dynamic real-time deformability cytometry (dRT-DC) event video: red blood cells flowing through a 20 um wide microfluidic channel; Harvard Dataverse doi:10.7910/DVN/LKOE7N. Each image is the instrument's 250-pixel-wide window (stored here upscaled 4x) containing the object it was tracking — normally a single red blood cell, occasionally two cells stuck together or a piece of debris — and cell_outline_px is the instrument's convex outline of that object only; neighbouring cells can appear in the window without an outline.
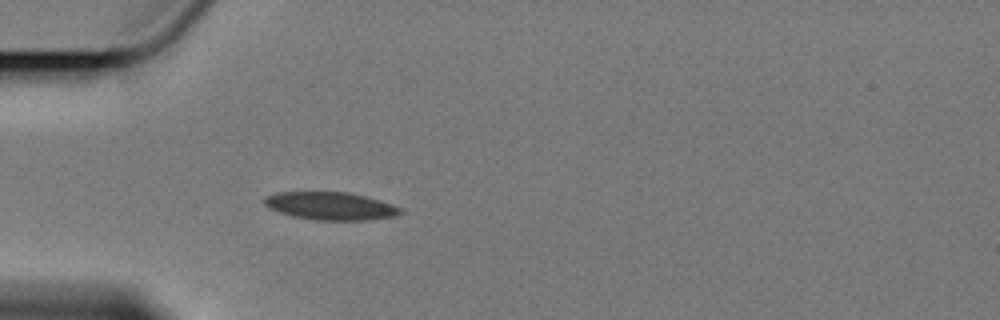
{"species": "Egyptian fruit bat (a non-hibernating species)", "species_latin": "Rousettus aegyptiacus", "temperature_condition": "cold", "stored_images_in_passage": 6, "camera_frame_rate_fps": 3000, "um_per_image_px": 0.085, "animal": {"sex": "female"}, "frame": {"image": 1, "passage_image": 6, "time_ms": 5.667, "image_size_px": [1000, 320], "cell_outline_px": [[404, 212], [396, 216], [368, 220], [312, 220], [292, 216], [268, 208], [264, 204], [264, 196], [276, 192], [348, 192], [380, 200], [392, 204], [400, 208]], "centroid_in_image_um": [28.08, 17.51], "position_along_channel_um": 56.9, "area_um2": 22.2}}